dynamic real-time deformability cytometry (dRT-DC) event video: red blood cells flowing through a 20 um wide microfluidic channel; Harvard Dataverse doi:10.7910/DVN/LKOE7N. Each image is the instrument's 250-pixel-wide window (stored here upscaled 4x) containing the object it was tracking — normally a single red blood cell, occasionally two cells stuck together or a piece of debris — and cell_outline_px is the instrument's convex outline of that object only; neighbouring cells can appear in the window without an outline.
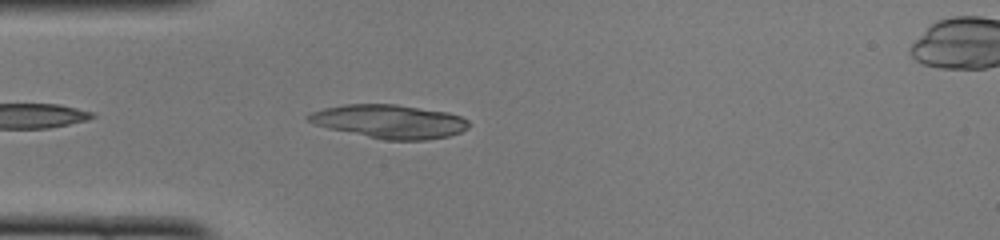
{"species": "common noctule bat (a hibernating species)", "species_latin": "Nyctalus noctula", "temperature_condition": "cold", "stored_images_in_passage": 38, "camera_frame_rate_fps": 3000, "um_per_image_px": 0.085, "animal": {"sex": "female", "body_mass_g": 22.0, "forearm_length_mm": 56.7}, "frame": {"image": 1, "passage_image": 3, "time_ms": 0.667, "image_size_px": [1000, 240], "cell_outline_px": [[468, 128], [460, 132], [448, 136], [428, 140], [384, 140], [328, 128], [316, 124], [308, 120], [304, 116], [308, 112], [324, 108], [344, 104], [396, 104], [448, 112], [460, 116], [468, 120]], "centroid_in_image_um": [33.09, 10.32], "position_along_channel_um": 51.9, "area_um2": 31.5}}